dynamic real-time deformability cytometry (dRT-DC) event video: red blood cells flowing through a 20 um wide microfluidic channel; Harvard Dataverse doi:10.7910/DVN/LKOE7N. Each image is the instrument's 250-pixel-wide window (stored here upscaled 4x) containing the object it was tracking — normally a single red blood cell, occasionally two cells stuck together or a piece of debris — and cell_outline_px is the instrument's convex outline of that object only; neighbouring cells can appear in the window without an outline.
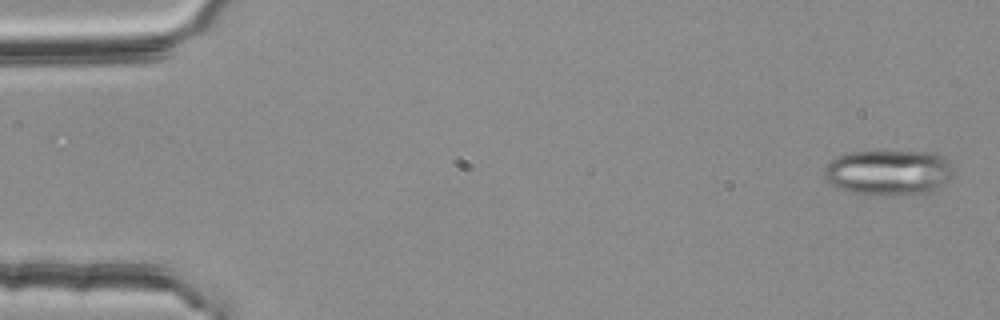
{"species": "common noctule bat (a hibernating species)", "species_latin": "Nyctalus noctula", "temperature_condition": "room temperature", "stored_images_in_passage": 11, "camera_frame_rate_fps": 3000, "um_per_image_px": 0.085, "animal": {"sex": "female", "body_mass_g": 25.1}, "frame": {"image": 1, "passage_image": 2, "time_ms": 0.333, "image_size_px": [1000, 320], "cell_outline_px": [[952, 176], [940, 188], [924, 196], [908, 196], [852, 192], [836, 188], [824, 176], [824, 168], [836, 156], [852, 152], [932, 152], [944, 156], [952, 172]], "centroid_in_image_um": [75.57, 14.69], "position_along_channel_um": 9.4, "area_um2": 34.33}}